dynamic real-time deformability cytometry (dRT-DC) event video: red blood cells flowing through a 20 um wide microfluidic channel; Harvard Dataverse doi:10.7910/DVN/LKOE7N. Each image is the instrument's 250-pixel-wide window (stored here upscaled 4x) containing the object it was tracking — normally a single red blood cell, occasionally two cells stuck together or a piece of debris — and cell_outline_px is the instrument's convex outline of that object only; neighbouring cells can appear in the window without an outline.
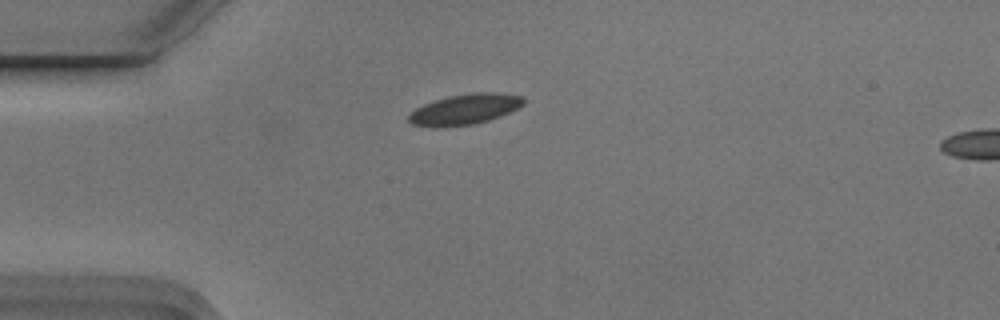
{"species": "Egyptian fruit bat (a non-hibernating species)", "species_latin": "Rousettus aegyptiacus", "temperature_condition": "cold", "stored_images_in_passage": 2, "camera_frame_rate_fps": 3000, "um_per_image_px": 0.085, "animal": {"sex": "male"}, "frame": {"image": 1, "passage_image": 1, "time_ms": 0.0, "image_size_px": [1000, 320], "cell_outline_px": [[524, 104], [500, 116], [488, 120], [472, 124], [436, 128], [412, 124], [408, 120], [408, 116], [416, 108], [424, 104], [448, 96], [472, 92], [500, 92], [524, 96]], "centroid_in_image_um": [39.51, 9.28], "position_along_channel_um": 45.5, "area_um2": 20.4}}